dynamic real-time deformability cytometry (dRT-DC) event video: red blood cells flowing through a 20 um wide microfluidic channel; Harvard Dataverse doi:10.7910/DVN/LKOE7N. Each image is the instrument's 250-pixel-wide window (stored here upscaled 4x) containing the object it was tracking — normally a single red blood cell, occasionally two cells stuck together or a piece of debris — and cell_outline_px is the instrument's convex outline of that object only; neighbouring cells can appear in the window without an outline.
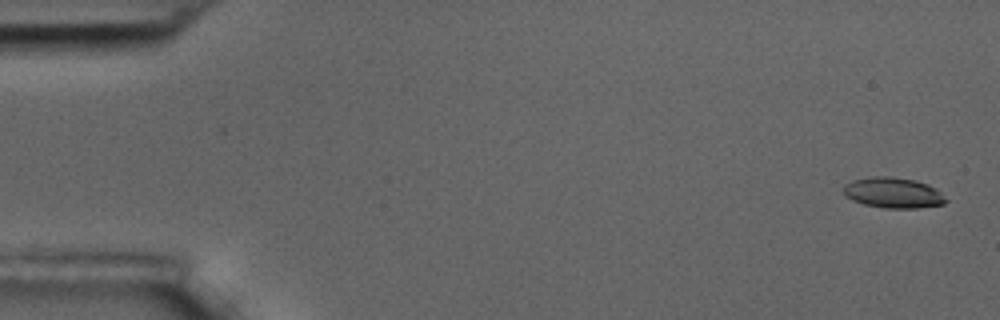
{"species": "common noctule bat (a hibernating species)", "species_latin": "Nyctalus noctula", "temperature_condition": "room temperature", "stored_images_in_passage": 6, "camera_frame_rate_fps": 3000, "um_per_image_px": 0.085, "animal": {"sex": "male", "body_mass_g": 17.5, "forearm_length_mm": 52.3}, "frame": {"image": 1, "passage_image": 1, "time_ms": 0.0, "image_size_px": [1000, 320], "cell_outline_px": [[948, 200], [944, 204], [916, 208], [884, 208], [864, 204], [852, 200], [844, 196], [844, 184], [852, 180], [872, 176], [892, 176], [912, 180], [928, 184]], "centroid_in_image_um": [75.87, 16.38], "position_along_channel_um": 9.1, "area_um2": 18.15}}